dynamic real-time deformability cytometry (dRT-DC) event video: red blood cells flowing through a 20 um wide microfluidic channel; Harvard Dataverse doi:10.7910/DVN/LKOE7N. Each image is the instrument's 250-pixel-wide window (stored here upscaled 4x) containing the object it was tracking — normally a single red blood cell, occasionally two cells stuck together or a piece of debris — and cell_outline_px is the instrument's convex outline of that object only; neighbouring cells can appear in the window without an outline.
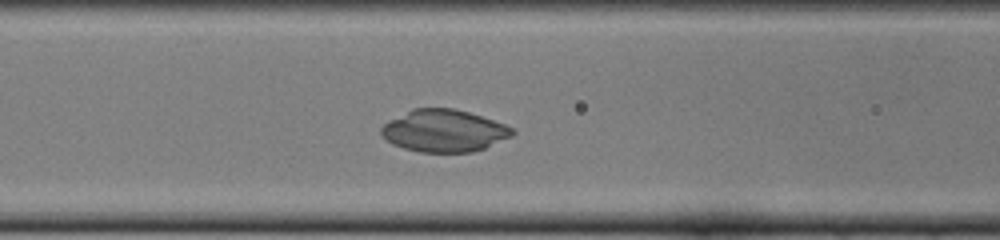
{"species": "common noctule bat (a hibernating species)", "species_latin": "Nyctalus noctula", "temperature_condition": "cold", "stored_images_in_passage": 40, "camera_frame_rate_fps": 3000, "um_per_image_px": 0.085, "animal": {"sex": "female", "body_mass_g": 22.0, "forearm_length_mm": 56.7}, "frame": {"image": 1, "passage_image": 14, "time_ms": 4.333, "image_size_px": [1000, 240], "cell_outline_px": [[516, 132], [512, 136], [484, 148], [472, 152], [420, 152], [404, 148], [392, 144], [380, 132], [380, 128], [388, 120], [412, 108], [452, 108], [468, 112], [504, 124], [512, 128]], "centroid_in_image_um": [37.72, 11.11], "position_along_channel_um": 128.9, "area_um2": 32.08}}
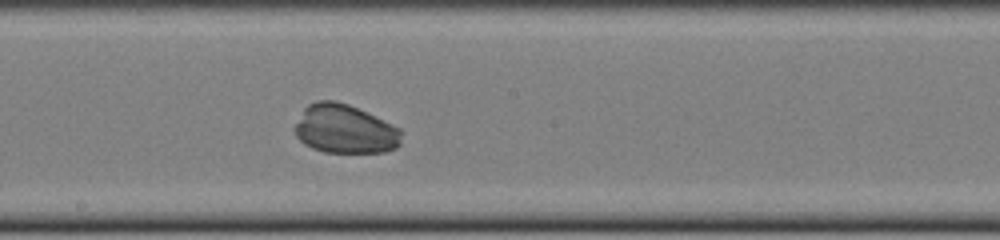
{"frame": {"image": 2, "passage_image": 21, "time_ms": 6.667, "image_size_px": [1000, 240], "cell_outline_px": [[400, 144], [396, 148], [384, 152], [324, 152], [312, 148], [304, 144], [296, 136], [296, 124], [304, 108], [308, 104], [316, 100], [336, 100], [348, 104], [392, 124], [400, 128]], "centroid_in_image_um": [29.3, 10.97], "position_along_channel_um": 218.9, "area_um2": 30.17}}
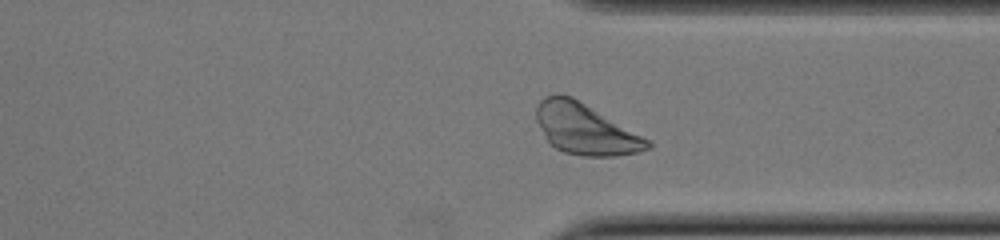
{"frame": {"image": 3, "passage_image": 32, "time_ms": 10.333, "image_size_px": [1000, 240], "cell_outline_px": [[652, 148], [636, 152], [616, 156], [580, 156], [564, 152], [556, 148], [544, 136], [536, 120], [536, 108], [540, 100], [544, 96], [556, 92], [572, 96], [648, 140], [652, 144]], "centroid_in_image_um": [49.69, 10.95], "position_along_channel_um": 361.7, "area_um2": 32.6}}